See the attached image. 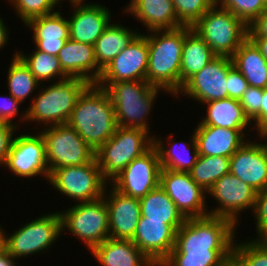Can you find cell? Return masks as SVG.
I'll return each mask as SVG.
<instances>
[{
  "label": "cell",
  "instance_id": "obj_1",
  "mask_svg": "<svg viewBox=\"0 0 267 266\" xmlns=\"http://www.w3.org/2000/svg\"><path fill=\"white\" fill-rule=\"evenodd\" d=\"M235 226L218 216L187 218L177 230L174 248L159 266H221L232 257Z\"/></svg>",
  "mask_w": 267,
  "mask_h": 266
},
{
  "label": "cell",
  "instance_id": "obj_2",
  "mask_svg": "<svg viewBox=\"0 0 267 266\" xmlns=\"http://www.w3.org/2000/svg\"><path fill=\"white\" fill-rule=\"evenodd\" d=\"M67 124L94 151L107 142L117 128L114 106L108 92L90 84L79 96Z\"/></svg>",
  "mask_w": 267,
  "mask_h": 266
},
{
  "label": "cell",
  "instance_id": "obj_3",
  "mask_svg": "<svg viewBox=\"0 0 267 266\" xmlns=\"http://www.w3.org/2000/svg\"><path fill=\"white\" fill-rule=\"evenodd\" d=\"M191 29L189 26H183L173 30L147 32L151 34L147 35L149 54L146 81L171 96L178 97L180 92L182 49L185 35Z\"/></svg>",
  "mask_w": 267,
  "mask_h": 266
},
{
  "label": "cell",
  "instance_id": "obj_4",
  "mask_svg": "<svg viewBox=\"0 0 267 266\" xmlns=\"http://www.w3.org/2000/svg\"><path fill=\"white\" fill-rule=\"evenodd\" d=\"M95 84L108 92L117 126L143 129L150 133L147 115L152 112L158 92L162 89L150 85L146 80Z\"/></svg>",
  "mask_w": 267,
  "mask_h": 266
},
{
  "label": "cell",
  "instance_id": "obj_5",
  "mask_svg": "<svg viewBox=\"0 0 267 266\" xmlns=\"http://www.w3.org/2000/svg\"><path fill=\"white\" fill-rule=\"evenodd\" d=\"M89 85V82L79 78H67L49 84L47 88L45 86L37 96H33L25 114H21L22 123L36 121L45 127L66 124L79 96Z\"/></svg>",
  "mask_w": 267,
  "mask_h": 266
},
{
  "label": "cell",
  "instance_id": "obj_6",
  "mask_svg": "<svg viewBox=\"0 0 267 266\" xmlns=\"http://www.w3.org/2000/svg\"><path fill=\"white\" fill-rule=\"evenodd\" d=\"M143 129L117 126L113 136L95 151L102 177L108 182L154 145V136Z\"/></svg>",
  "mask_w": 267,
  "mask_h": 266
},
{
  "label": "cell",
  "instance_id": "obj_7",
  "mask_svg": "<svg viewBox=\"0 0 267 266\" xmlns=\"http://www.w3.org/2000/svg\"><path fill=\"white\" fill-rule=\"evenodd\" d=\"M216 56L231 58L248 38V26L227 9L214 5L192 27Z\"/></svg>",
  "mask_w": 267,
  "mask_h": 266
},
{
  "label": "cell",
  "instance_id": "obj_8",
  "mask_svg": "<svg viewBox=\"0 0 267 266\" xmlns=\"http://www.w3.org/2000/svg\"><path fill=\"white\" fill-rule=\"evenodd\" d=\"M61 233L60 212H52L19 227L11 236L6 235V231L4 232L0 225L1 247L16 260L47 251Z\"/></svg>",
  "mask_w": 267,
  "mask_h": 266
},
{
  "label": "cell",
  "instance_id": "obj_9",
  "mask_svg": "<svg viewBox=\"0 0 267 266\" xmlns=\"http://www.w3.org/2000/svg\"><path fill=\"white\" fill-rule=\"evenodd\" d=\"M61 228H66L85 243L90 252L109 238V217L104 196L76 203L61 211Z\"/></svg>",
  "mask_w": 267,
  "mask_h": 266
},
{
  "label": "cell",
  "instance_id": "obj_10",
  "mask_svg": "<svg viewBox=\"0 0 267 266\" xmlns=\"http://www.w3.org/2000/svg\"><path fill=\"white\" fill-rule=\"evenodd\" d=\"M40 132L50 173L65 166H83L95 159V151L67 123L49 126Z\"/></svg>",
  "mask_w": 267,
  "mask_h": 266
},
{
  "label": "cell",
  "instance_id": "obj_11",
  "mask_svg": "<svg viewBox=\"0 0 267 266\" xmlns=\"http://www.w3.org/2000/svg\"><path fill=\"white\" fill-rule=\"evenodd\" d=\"M48 181L58 192L78 203L101 198L108 183L102 177L96 159L83 166L54 169Z\"/></svg>",
  "mask_w": 267,
  "mask_h": 266
},
{
  "label": "cell",
  "instance_id": "obj_12",
  "mask_svg": "<svg viewBox=\"0 0 267 266\" xmlns=\"http://www.w3.org/2000/svg\"><path fill=\"white\" fill-rule=\"evenodd\" d=\"M161 163L156 147L134 159L108 184L120 193L142 198L157 188L160 182Z\"/></svg>",
  "mask_w": 267,
  "mask_h": 266
},
{
  "label": "cell",
  "instance_id": "obj_13",
  "mask_svg": "<svg viewBox=\"0 0 267 266\" xmlns=\"http://www.w3.org/2000/svg\"><path fill=\"white\" fill-rule=\"evenodd\" d=\"M3 166L18 177L32 178L42 174L48 181L50 172L41 133L15 136Z\"/></svg>",
  "mask_w": 267,
  "mask_h": 266
},
{
  "label": "cell",
  "instance_id": "obj_14",
  "mask_svg": "<svg viewBox=\"0 0 267 266\" xmlns=\"http://www.w3.org/2000/svg\"><path fill=\"white\" fill-rule=\"evenodd\" d=\"M219 206L211 209L209 215L230 219L237 227L238 214L254 210L257 191L231 173L225 174L207 191Z\"/></svg>",
  "mask_w": 267,
  "mask_h": 266
},
{
  "label": "cell",
  "instance_id": "obj_15",
  "mask_svg": "<svg viewBox=\"0 0 267 266\" xmlns=\"http://www.w3.org/2000/svg\"><path fill=\"white\" fill-rule=\"evenodd\" d=\"M159 185L186 219L209 215L207 192L192 180L189 172L161 168Z\"/></svg>",
  "mask_w": 267,
  "mask_h": 266
},
{
  "label": "cell",
  "instance_id": "obj_16",
  "mask_svg": "<svg viewBox=\"0 0 267 266\" xmlns=\"http://www.w3.org/2000/svg\"><path fill=\"white\" fill-rule=\"evenodd\" d=\"M148 54L147 34L139 33L102 69L96 83L146 80Z\"/></svg>",
  "mask_w": 267,
  "mask_h": 266
},
{
  "label": "cell",
  "instance_id": "obj_17",
  "mask_svg": "<svg viewBox=\"0 0 267 266\" xmlns=\"http://www.w3.org/2000/svg\"><path fill=\"white\" fill-rule=\"evenodd\" d=\"M233 66L232 59L216 56L211 62L193 75L182 87L179 94L206 103L228 98L227 73Z\"/></svg>",
  "mask_w": 267,
  "mask_h": 266
},
{
  "label": "cell",
  "instance_id": "obj_18",
  "mask_svg": "<svg viewBox=\"0 0 267 266\" xmlns=\"http://www.w3.org/2000/svg\"><path fill=\"white\" fill-rule=\"evenodd\" d=\"M182 224L140 218L131 240L156 266H159L175 246L176 233Z\"/></svg>",
  "mask_w": 267,
  "mask_h": 266
},
{
  "label": "cell",
  "instance_id": "obj_19",
  "mask_svg": "<svg viewBox=\"0 0 267 266\" xmlns=\"http://www.w3.org/2000/svg\"><path fill=\"white\" fill-rule=\"evenodd\" d=\"M257 142L247 140L230 157V173L259 192L267 188V143Z\"/></svg>",
  "mask_w": 267,
  "mask_h": 266
},
{
  "label": "cell",
  "instance_id": "obj_20",
  "mask_svg": "<svg viewBox=\"0 0 267 266\" xmlns=\"http://www.w3.org/2000/svg\"><path fill=\"white\" fill-rule=\"evenodd\" d=\"M69 2L75 7L72 16L68 18L69 38L94 46L111 22V12L100 4H85V0H69Z\"/></svg>",
  "mask_w": 267,
  "mask_h": 266
},
{
  "label": "cell",
  "instance_id": "obj_21",
  "mask_svg": "<svg viewBox=\"0 0 267 266\" xmlns=\"http://www.w3.org/2000/svg\"><path fill=\"white\" fill-rule=\"evenodd\" d=\"M111 188L109 193L105 188L103 194L108 209L109 238L132 240L141 218L139 199Z\"/></svg>",
  "mask_w": 267,
  "mask_h": 266
},
{
  "label": "cell",
  "instance_id": "obj_22",
  "mask_svg": "<svg viewBox=\"0 0 267 266\" xmlns=\"http://www.w3.org/2000/svg\"><path fill=\"white\" fill-rule=\"evenodd\" d=\"M57 57L63 72L69 78H79L90 84H95L100 78L102 70L97 65L94 46L91 44L69 38Z\"/></svg>",
  "mask_w": 267,
  "mask_h": 266
},
{
  "label": "cell",
  "instance_id": "obj_23",
  "mask_svg": "<svg viewBox=\"0 0 267 266\" xmlns=\"http://www.w3.org/2000/svg\"><path fill=\"white\" fill-rule=\"evenodd\" d=\"M193 131L199 155L230 158L247 142L244 130L198 124Z\"/></svg>",
  "mask_w": 267,
  "mask_h": 266
},
{
  "label": "cell",
  "instance_id": "obj_24",
  "mask_svg": "<svg viewBox=\"0 0 267 266\" xmlns=\"http://www.w3.org/2000/svg\"><path fill=\"white\" fill-rule=\"evenodd\" d=\"M27 27L32 28L36 49L57 56L69 39V22L60 12L31 19Z\"/></svg>",
  "mask_w": 267,
  "mask_h": 266
},
{
  "label": "cell",
  "instance_id": "obj_25",
  "mask_svg": "<svg viewBox=\"0 0 267 266\" xmlns=\"http://www.w3.org/2000/svg\"><path fill=\"white\" fill-rule=\"evenodd\" d=\"M142 22L147 31L173 30L183 25L178 21L172 0H131L125 9Z\"/></svg>",
  "mask_w": 267,
  "mask_h": 266
},
{
  "label": "cell",
  "instance_id": "obj_26",
  "mask_svg": "<svg viewBox=\"0 0 267 266\" xmlns=\"http://www.w3.org/2000/svg\"><path fill=\"white\" fill-rule=\"evenodd\" d=\"M91 252L102 266H156L131 240L108 238Z\"/></svg>",
  "mask_w": 267,
  "mask_h": 266
},
{
  "label": "cell",
  "instance_id": "obj_27",
  "mask_svg": "<svg viewBox=\"0 0 267 266\" xmlns=\"http://www.w3.org/2000/svg\"><path fill=\"white\" fill-rule=\"evenodd\" d=\"M231 59L249 86L262 89L267 87V60L249 37L235 51Z\"/></svg>",
  "mask_w": 267,
  "mask_h": 266
},
{
  "label": "cell",
  "instance_id": "obj_28",
  "mask_svg": "<svg viewBox=\"0 0 267 266\" xmlns=\"http://www.w3.org/2000/svg\"><path fill=\"white\" fill-rule=\"evenodd\" d=\"M207 105L206 117L200 121L201 125L217 126L234 130H247L252 124L245 115L239 100L224 98L204 103Z\"/></svg>",
  "mask_w": 267,
  "mask_h": 266
},
{
  "label": "cell",
  "instance_id": "obj_29",
  "mask_svg": "<svg viewBox=\"0 0 267 266\" xmlns=\"http://www.w3.org/2000/svg\"><path fill=\"white\" fill-rule=\"evenodd\" d=\"M216 55L209 45L192 29L185 35L180 66V90L183 85Z\"/></svg>",
  "mask_w": 267,
  "mask_h": 266
},
{
  "label": "cell",
  "instance_id": "obj_30",
  "mask_svg": "<svg viewBox=\"0 0 267 266\" xmlns=\"http://www.w3.org/2000/svg\"><path fill=\"white\" fill-rule=\"evenodd\" d=\"M135 31H131L119 23H109L94 45L95 58L101 70L140 33Z\"/></svg>",
  "mask_w": 267,
  "mask_h": 266
},
{
  "label": "cell",
  "instance_id": "obj_31",
  "mask_svg": "<svg viewBox=\"0 0 267 266\" xmlns=\"http://www.w3.org/2000/svg\"><path fill=\"white\" fill-rule=\"evenodd\" d=\"M170 139L171 138L168 137L170 143L168 146L171 145L168 149L162 140L160 141L157 137H154V146L158 151L161 167L172 171L189 172L191 168L195 165L199 156L194 132L190 138L191 141H189L191 142L189 143L190 146L186 142H174L175 140L172 141ZM190 150L192 152H190Z\"/></svg>",
  "mask_w": 267,
  "mask_h": 266
},
{
  "label": "cell",
  "instance_id": "obj_32",
  "mask_svg": "<svg viewBox=\"0 0 267 266\" xmlns=\"http://www.w3.org/2000/svg\"><path fill=\"white\" fill-rule=\"evenodd\" d=\"M141 216L165 224H183L186 218L160 185L139 199Z\"/></svg>",
  "mask_w": 267,
  "mask_h": 266
},
{
  "label": "cell",
  "instance_id": "obj_33",
  "mask_svg": "<svg viewBox=\"0 0 267 266\" xmlns=\"http://www.w3.org/2000/svg\"><path fill=\"white\" fill-rule=\"evenodd\" d=\"M227 173H230V158L223 156L199 155L189 171L192 180L206 192Z\"/></svg>",
  "mask_w": 267,
  "mask_h": 266
},
{
  "label": "cell",
  "instance_id": "obj_34",
  "mask_svg": "<svg viewBox=\"0 0 267 266\" xmlns=\"http://www.w3.org/2000/svg\"><path fill=\"white\" fill-rule=\"evenodd\" d=\"M8 68V89L9 93L21 103L38 87L41 89V83L30 72L29 67L24 61L15 54Z\"/></svg>",
  "mask_w": 267,
  "mask_h": 266
},
{
  "label": "cell",
  "instance_id": "obj_35",
  "mask_svg": "<svg viewBox=\"0 0 267 266\" xmlns=\"http://www.w3.org/2000/svg\"><path fill=\"white\" fill-rule=\"evenodd\" d=\"M34 50V53H30L28 56L27 54L24 55L22 51H17L15 53L24 61V63L29 67L30 72L41 84L43 81L45 82L50 79L56 80V78H58L56 81H62L69 78L63 72L57 56L47 54L37 49Z\"/></svg>",
  "mask_w": 267,
  "mask_h": 266
},
{
  "label": "cell",
  "instance_id": "obj_36",
  "mask_svg": "<svg viewBox=\"0 0 267 266\" xmlns=\"http://www.w3.org/2000/svg\"><path fill=\"white\" fill-rule=\"evenodd\" d=\"M234 243L232 258L239 266H267V241Z\"/></svg>",
  "mask_w": 267,
  "mask_h": 266
},
{
  "label": "cell",
  "instance_id": "obj_37",
  "mask_svg": "<svg viewBox=\"0 0 267 266\" xmlns=\"http://www.w3.org/2000/svg\"><path fill=\"white\" fill-rule=\"evenodd\" d=\"M178 21L192 27L210 8L215 0H172Z\"/></svg>",
  "mask_w": 267,
  "mask_h": 266
},
{
  "label": "cell",
  "instance_id": "obj_38",
  "mask_svg": "<svg viewBox=\"0 0 267 266\" xmlns=\"http://www.w3.org/2000/svg\"><path fill=\"white\" fill-rule=\"evenodd\" d=\"M215 5L229 10L247 26L267 8L262 0H215Z\"/></svg>",
  "mask_w": 267,
  "mask_h": 266
},
{
  "label": "cell",
  "instance_id": "obj_39",
  "mask_svg": "<svg viewBox=\"0 0 267 266\" xmlns=\"http://www.w3.org/2000/svg\"><path fill=\"white\" fill-rule=\"evenodd\" d=\"M18 17L27 24L31 19L54 13L61 0H9Z\"/></svg>",
  "mask_w": 267,
  "mask_h": 266
},
{
  "label": "cell",
  "instance_id": "obj_40",
  "mask_svg": "<svg viewBox=\"0 0 267 266\" xmlns=\"http://www.w3.org/2000/svg\"><path fill=\"white\" fill-rule=\"evenodd\" d=\"M256 219L257 238L255 241H267V188L257 192L253 210Z\"/></svg>",
  "mask_w": 267,
  "mask_h": 266
},
{
  "label": "cell",
  "instance_id": "obj_41",
  "mask_svg": "<svg viewBox=\"0 0 267 266\" xmlns=\"http://www.w3.org/2000/svg\"><path fill=\"white\" fill-rule=\"evenodd\" d=\"M263 89L249 86L239 100L245 115L251 121L261 111Z\"/></svg>",
  "mask_w": 267,
  "mask_h": 266
},
{
  "label": "cell",
  "instance_id": "obj_42",
  "mask_svg": "<svg viewBox=\"0 0 267 266\" xmlns=\"http://www.w3.org/2000/svg\"><path fill=\"white\" fill-rule=\"evenodd\" d=\"M227 94L229 98L240 100L249 84L240 71L233 65L227 73Z\"/></svg>",
  "mask_w": 267,
  "mask_h": 266
},
{
  "label": "cell",
  "instance_id": "obj_43",
  "mask_svg": "<svg viewBox=\"0 0 267 266\" xmlns=\"http://www.w3.org/2000/svg\"><path fill=\"white\" fill-rule=\"evenodd\" d=\"M16 125H11L5 122H0V165H4L7 155L10 151V147L14 137V131L17 128Z\"/></svg>",
  "mask_w": 267,
  "mask_h": 266
},
{
  "label": "cell",
  "instance_id": "obj_44",
  "mask_svg": "<svg viewBox=\"0 0 267 266\" xmlns=\"http://www.w3.org/2000/svg\"><path fill=\"white\" fill-rule=\"evenodd\" d=\"M8 94L9 96H0V122L14 125L11 120L18 114V107H20L21 102L16 100L10 93Z\"/></svg>",
  "mask_w": 267,
  "mask_h": 266
},
{
  "label": "cell",
  "instance_id": "obj_45",
  "mask_svg": "<svg viewBox=\"0 0 267 266\" xmlns=\"http://www.w3.org/2000/svg\"><path fill=\"white\" fill-rule=\"evenodd\" d=\"M254 128L258 131V136H263L267 132V87L263 89V100L261 101V111L251 120Z\"/></svg>",
  "mask_w": 267,
  "mask_h": 266
},
{
  "label": "cell",
  "instance_id": "obj_46",
  "mask_svg": "<svg viewBox=\"0 0 267 266\" xmlns=\"http://www.w3.org/2000/svg\"><path fill=\"white\" fill-rule=\"evenodd\" d=\"M248 37H267V8L248 26Z\"/></svg>",
  "mask_w": 267,
  "mask_h": 266
},
{
  "label": "cell",
  "instance_id": "obj_47",
  "mask_svg": "<svg viewBox=\"0 0 267 266\" xmlns=\"http://www.w3.org/2000/svg\"><path fill=\"white\" fill-rule=\"evenodd\" d=\"M15 259L2 247H0V266H17Z\"/></svg>",
  "mask_w": 267,
  "mask_h": 266
},
{
  "label": "cell",
  "instance_id": "obj_48",
  "mask_svg": "<svg viewBox=\"0 0 267 266\" xmlns=\"http://www.w3.org/2000/svg\"><path fill=\"white\" fill-rule=\"evenodd\" d=\"M260 49L261 54L267 60V37H249Z\"/></svg>",
  "mask_w": 267,
  "mask_h": 266
},
{
  "label": "cell",
  "instance_id": "obj_49",
  "mask_svg": "<svg viewBox=\"0 0 267 266\" xmlns=\"http://www.w3.org/2000/svg\"><path fill=\"white\" fill-rule=\"evenodd\" d=\"M9 37V31L7 30L6 25L4 24V21L0 18V50L1 48L5 46V44L8 42Z\"/></svg>",
  "mask_w": 267,
  "mask_h": 266
},
{
  "label": "cell",
  "instance_id": "obj_50",
  "mask_svg": "<svg viewBox=\"0 0 267 266\" xmlns=\"http://www.w3.org/2000/svg\"><path fill=\"white\" fill-rule=\"evenodd\" d=\"M221 266H239V264L231 257L226 260Z\"/></svg>",
  "mask_w": 267,
  "mask_h": 266
},
{
  "label": "cell",
  "instance_id": "obj_51",
  "mask_svg": "<svg viewBox=\"0 0 267 266\" xmlns=\"http://www.w3.org/2000/svg\"><path fill=\"white\" fill-rule=\"evenodd\" d=\"M261 139H265L266 137H267V132L263 135V136H259ZM266 140H267V138H266Z\"/></svg>",
  "mask_w": 267,
  "mask_h": 266
},
{
  "label": "cell",
  "instance_id": "obj_52",
  "mask_svg": "<svg viewBox=\"0 0 267 266\" xmlns=\"http://www.w3.org/2000/svg\"><path fill=\"white\" fill-rule=\"evenodd\" d=\"M264 5L267 7V0H262Z\"/></svg>",
  "mask_w": 267,
  "mask_h": 266
}]
</instances>
